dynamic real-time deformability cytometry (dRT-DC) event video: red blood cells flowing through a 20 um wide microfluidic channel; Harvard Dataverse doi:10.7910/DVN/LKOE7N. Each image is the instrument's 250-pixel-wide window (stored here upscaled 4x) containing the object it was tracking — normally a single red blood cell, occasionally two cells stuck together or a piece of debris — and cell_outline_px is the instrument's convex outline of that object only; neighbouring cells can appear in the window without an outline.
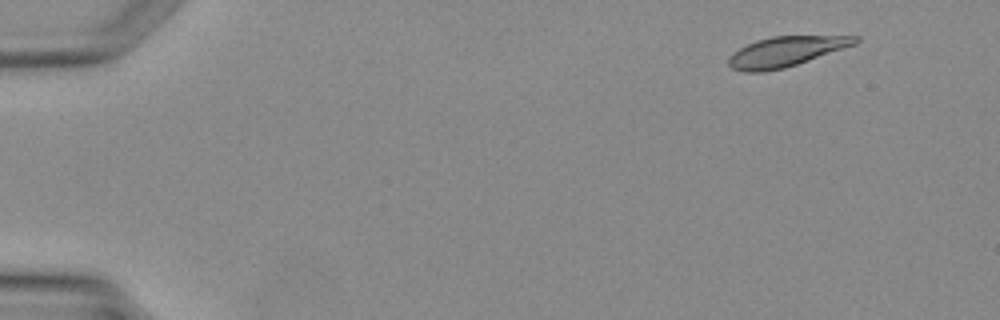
{"species": "Egyptian fruit bat (a non-hibernating species)", "species_latin": "Rousettus aegyptiacus", "temperature_condition": "warm", "stored_images_in_passage": 3, "camera_frame_rate_fps": 3000, "um_per_image_px": 0.085, "animal": {"sex": "female"}, "frame": {"image": 1, "passage_image": 1, "time_ms": 0.0, "image_size_px": [1000, 320], "cell_outline_px": [[860, 40], [856, 44], [784, 68], [760, 72], [744, 72], [732, 68], [728, 64], [728, 56], [732, 52], [756, 40], [772, 36], [860, 36]], "centroid_in_image_um": [66.76, 4.38], "position_along_channel_um": 18.2, "area_um2": 21.96}}
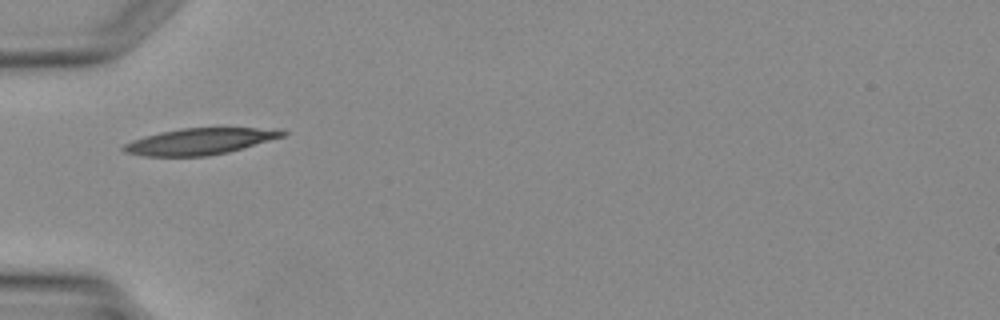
{"frame": {"image": 2, "passage_image": 3, "time_ms": 3.333, "image_size_px": [1000, 320], "cell_outline_px": [[288, 132], [284, 136], [244, 148], [228, 152], [208, 156], [144, 156], [124, 152], [120, 148], [124, 144], [132, 140], [144, 136], [160, 132], [180, 128], [256, 128]], "centroid_in_image_um": [16.91, 12.03], "position_along_channel_um": 68.1, "area_um2": 24.22}}